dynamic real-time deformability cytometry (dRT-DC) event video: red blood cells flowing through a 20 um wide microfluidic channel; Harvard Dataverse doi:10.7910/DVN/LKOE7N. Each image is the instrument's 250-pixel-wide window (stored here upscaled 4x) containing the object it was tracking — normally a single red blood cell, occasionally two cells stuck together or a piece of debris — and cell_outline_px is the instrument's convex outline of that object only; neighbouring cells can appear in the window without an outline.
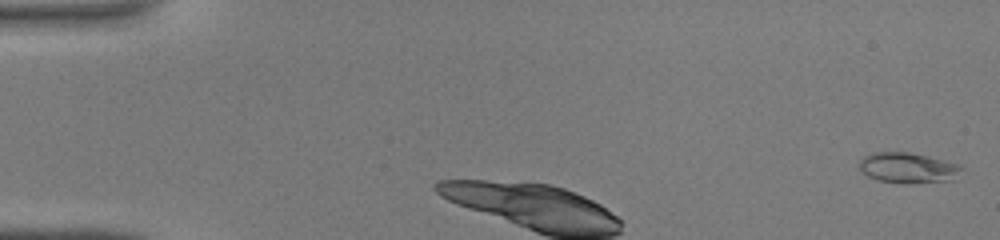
{"species": "common noctule bat (a hibernating species)", "species_latin": "Nyctalus noctula", "temperature_condition": "warm", "stored_images_in_passage": 4, "camera_frame_rate_fps": 3000, "um_per_image_px": 0.085, "animal": {"sex": "male", "body_mass_g": 19.0, "forearm_length_mm": 50.8}, "frame": {"image": 1, "passage_image": 1, "time_ms": 0.0, "image_size_px": [1000, 240], "cell_outline_px": [[964, 168], [956, 180], [908, 184], [904, 184], [880, 180], [868, 176], [860, 172], [856, 164], [864, 156], [872, 152], [912, 152], [928, 156], [956, 164]], "centroid_in_image_um": [77.15, 14.27], "position_along_channel_um": 7.8, "area_um2": 18.55}}